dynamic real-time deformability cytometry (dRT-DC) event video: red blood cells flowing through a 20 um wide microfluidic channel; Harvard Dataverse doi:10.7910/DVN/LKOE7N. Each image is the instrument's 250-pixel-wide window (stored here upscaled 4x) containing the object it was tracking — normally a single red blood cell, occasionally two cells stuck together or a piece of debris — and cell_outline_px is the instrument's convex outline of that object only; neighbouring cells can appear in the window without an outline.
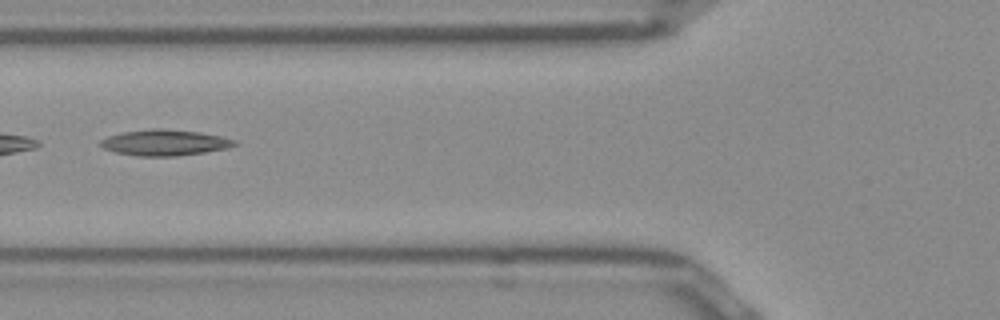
{"species": "Egyptian fruit bat (a non-hibernating species)", "species_latin": "Rousettus aegyptiacus", "temperature_condition": "room temperature", "stored_images_in_passage": 21, "camera_frame_rate_fps": 3000, "um_per_image_px": 0.085, "frame": {"image": 1, "passage_image": 4, "time_ms": 1.0, "image_size_px": [1000, 320], "cell_outline_px": [[240, 144], [228, 148], [204, 152], [176, 156], [136, 156], [116, 152], [104, 148], [100, 144], [100, 140], [108, 136], [124, 132], [152, 128], [164, 128], [200, 132], [220, 136], [236, 140]], "centroid_in_image_um": [14.03, 12.12], "position_along_channel_um": 111.8, "area_um2": 20.29}}
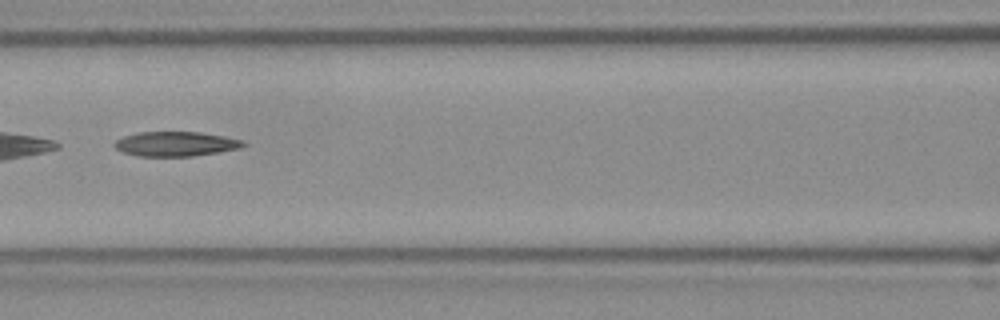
{"frame": {"image": 2, "passage_image": 7, "time_ms": 2.0, "image_size_px": [1000, 320], "cell_outline_px": [[248, 144], [240, 148], [192, 156], [140, 156], [124, 152], [116, 148], [112, 144], [116, 140], [124, 136], [136, 132], [200, 132], [224, 136], [244, 140]], "centroid_in_image_um": [14.95, 12.22], "position_along_channel_um": 151.7, "area_um2": 18.44}}
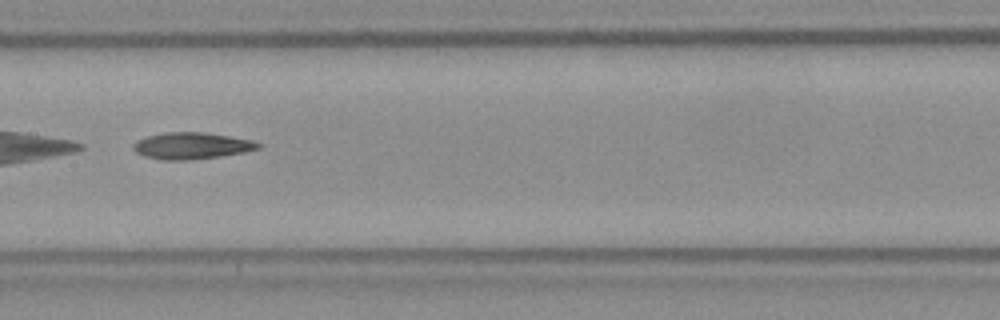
{"frame": {"image": 3, "passage_image": 10, "time_ms": 3.0, "image_size_px": [1000, 320], "cell_outline_px": [[260, 148], [244, 152], [220, 156], [184, 160], [164, 160], [144, 156], [136, 152], [132, 148], [132, 144], [136, 140], [148, 136], [164, 132], [204, 132], [252, 140], [260, 144]], "centroid_in_image_um": [16.25, 12.38], "position_along_channel_um": 191.2, "area_um2": 19.25}}